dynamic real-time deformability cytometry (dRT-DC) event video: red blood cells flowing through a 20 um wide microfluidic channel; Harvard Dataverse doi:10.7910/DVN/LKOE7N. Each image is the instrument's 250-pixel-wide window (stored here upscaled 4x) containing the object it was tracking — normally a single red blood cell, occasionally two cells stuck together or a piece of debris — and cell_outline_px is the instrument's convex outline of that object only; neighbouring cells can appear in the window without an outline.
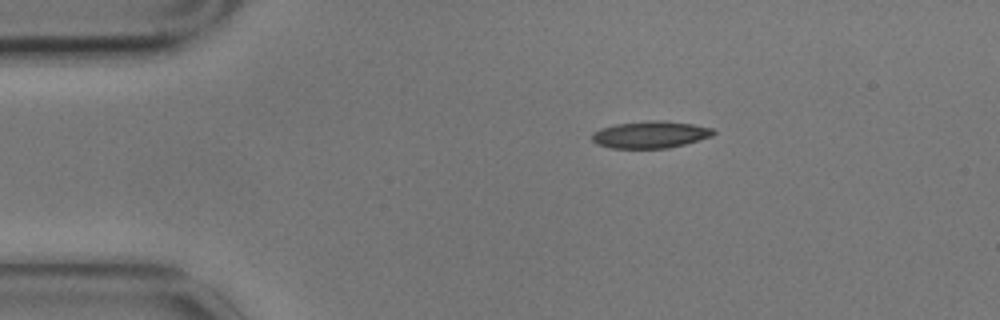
{"species": "common noctule bat (a hibernating species)", "species_latin": "Nyctalus noctula", "temperature_condition": "cold", "stored_images_in_passage": 6, "camera_frame_rate_fps": 3000, "um_per_image_px": 0.085, "animal": {"sex": "male", "body_mass_g": 17.9}, "frame": {"image": 1, "passage_image": 3, "time_ms": 0.667, "image_size_px": [1000, 320], "cell_outline_px": [[716, 132], [712, 136], [684, 144], [668, 148], [612, 148], [596, 144], [592, 140], [592, 132], [600, 128], [616, 124], [648, 120], [664, 120], [692, 124], [712, 128]], "centroid_in_image_um": [55.26, 11.43], "position_along_channel_um": 29.7, "area_um2": 19.13}}
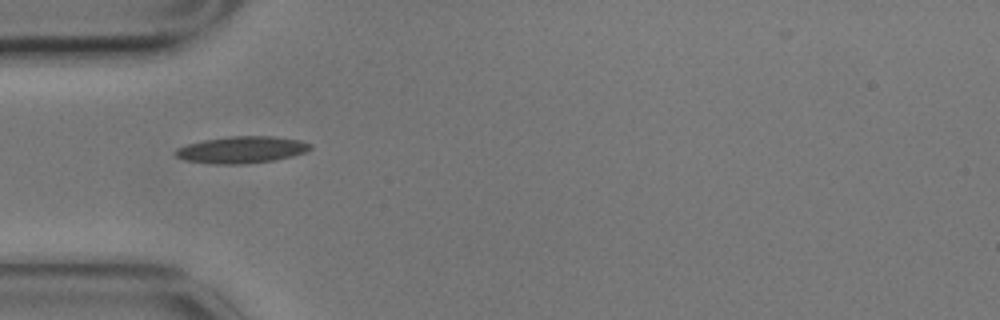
{"frame": {"image": 2, "passage_image": 5, "time_ms": 1.333, "image_size_px": [1000, 320], "cell_outline_px": [[312, 148], [304, 152], [292, 156], [272, 160], [240, 164], [216, 164], [184, 160], [176, 156], [172, 152], [176, 148], [188, 144], [204, 140], [228, 136], [276, 136], [300, 140], [312, 144]], "centroid_in_image_um": [20.52, 12.72], "position_along_channel_um": 64.5, "area_um2": 21.04}}